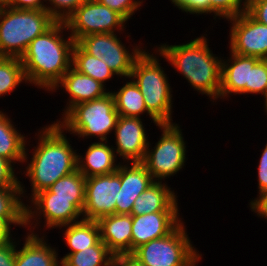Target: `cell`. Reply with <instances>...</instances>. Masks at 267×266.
Instances as JSON below:
<instances>
[{"mask_svg":"<svg viewBox=\"0 0 267 266\" xmlns=\"http://www.w3.org/2000/svg\"><path fill=\"white\" fill-rule=\"evenodd\" d=\"M181 222L168 235L138 247L132 255L145 266H196L202 254L196 251Z\"/></svg>","mask_w":267,"mask_h":266,"instance_id":"obj_7","label":"cell"},{"mask_svg":"<svg viewBox=\"0 0 267 266\" xmlns=\"http://www.w3.org/2000/svg\"><path fill=\"white\" fill-rule=\"evenodd\" d=\"M177 194L167 183L155 181L135 200L132 216L154 212H179Z\"/></svg>","mask_w":267,"mask_h":266,"instance_id":"obj_19","label":"cell"},{"mask_svg":"<svg viewBox=\"0 0 267 266\" xmlns=\"http://www.w3.org/2000/svg\"><path fill=\"white\" fill-rule=\"evenodd\" d=\"M112 266H145L132 254H119L113 256Z\"/></svg>","mask_w":267,"mask_h":266,"instance_id":"obj_42","label":"cell"},{"mask_svg":"<svg viewBox=\"0 0 267 266\" xmlns=\"http://www.w3.org/2000/svg\"><path fill=\"white\" fill-rule=\"evenodd\" d=\"M72 66L103 85L116 75L105 61L86 53L76 42L72 49Z\"/></svg>","mask_w":267,"mask_h":266,"instance_id":"obj_27","label":"cell"},{"mask_svg":"<svg viewBox=\"0 0 267 266\" xmlns=\"http://www.w3.org/2000/svg\"><path fill=\"white\" fill-rule=\"evenodd\" d=\"M16 241L12 235L0 241V266H15Z\"/></svg>","mask_w":267,"mask_h":266,"instance_id":"obj_38","label":"cell"},{"mask_svg":"<svg viewBox=\"0 0 267 266\" xmlns=\"http://www.w3.org/2000/svg\"><path fill=\"white\" fill-rule=\"evenodd\" d=\"M38 145L25 167L26 178L31 182V198L38 192L48 189L57 180L78 169V154L70 144L64 129L54 121L38 132Z\"/></svg>","mask_w":267,"mask_h":266,"instance_id":"obj_2","label":"cell"},{"mask_svg":"<svg viewBox=\"0 0 267 266\" xmlns=\"http://www.w3.org/2000/svg\"><path fill=\"white\" fill-rule=\"evenodd\" d=\"M22 183L20 186L0 188V219L10 228L11 224L26 226V204L21 200L24 197Z\"/></svg>","mask_w":267,"mask_h":266,"instance_id":"obj_25","label":"cell"},{"mask_svg":"<svg viewBox=\"0 0 267 266\" xmlns=\"http://www.w3.org/2000/svg\"><path fill=\"white\" fill-rule=\"evenodd\" d=\"M30 199L31 201L29 202H31L33 207L31 205H26L25 207V227L30 228L29 231L32 234H35V227L41 223L40 221L38 222L40 217L44 218L45 221L43 223L45 224L44 227L46 226V229L54 227L61 229L62 226L80 221V217L83 219V216L81 215H83L82 212L84 209L85 199L52 198V192L49 189L38 192Z\"/></svg>","mask_w":267,"mask_h":266,"instance_id":"obj_9","label":"cell"},{"mask_svg":"<svg viewBox=\"0 0 267 266\" xmlns=\"http://www.w3.org/2000/svg\"><path fill=\"white\" fill-rule=\"evenodd\" d=\"M51 6H46L48 13L56 20L66 19L84 2L88 0H47Z\"/></svg>","mask_w":267,"mask_h":266,"instance_id":"obj_34","label":"cell"},{"mask_svg":"<svg viewBox=\"0 0 267 266\" xmlns=\"http://www.w3.org/2000/svg\"><path fill=\"white\" fill-rule=\"evenodd\" d=\"M230 59H222L221 89L219 98H227L229 94H249V76L252 68L260 59L242 56L230 52ZM230 63V64H229Z\"/></svg>","mask_w":267,"mask_h":266,"instance_id":"obj_17","label":"cell"},{"mask_svg":"<svg viewBox=\"0 0 267 266\" xmlns=\"http://www.w3.org/2000/svg\"><path fill=\"white\" fill-rule=\"evenodd\" d=\"M250 208L255 212L260 218L264 217L267 220V194L251 200Z\"/></svg>","mask_w":267,"mask_h":266,"instance_id":"obj_43","label":"cell"},{"mask_svg":"<svg viewBox=\"0 0 267 266\" xmlns=\"http://www.w3.org/2000/svg\"><path fill=\"white\" fill-rule=\"evenodd\" d=\"M116 173L120 176L121 187L115 214H131L135 200L155 181L141 162L119 163Z\"/></svg>","mask_w":267,"mask_h":266,"instance_id":"obj_14","label":"cell"},{"mask_svg":"<svg viewBox=\"0 0 267 266\" xmlns=\"http://www.w3.org/2000/svg\"><path fill=\"white\" fill-rule=\"evenodd\" d=\"M246 11L255 20L267 25V0H248Z\"/></svg>","mask_w":267,"mask_h":266,"instance_id":"obj_39","label":"cell"},{"mask_svg":"<svg viewBox=\"0 0 267 266\" xmlns=\"http://www.w3.org/2000/svg\"><path fill=\"white\" fill-rule=\"evenodd\" d=\"M141 117L119 115L115 127L116 148L114 151L127 163L142 162L148 147V136Z\"/></svg>","mask_w":267,"mask_h":266,"instance_id":"obj_13","label":"cell"},{"mask_svg":"<svg viewBox=\"0 0 267 266\" xmlns=\"http://www.w3.org/2000/svg\"><path fill=\"white\" fill-rule=\"evenodd\" d=\"M9 116L0 111V157L14 163L27 162V138L12 124Z\"/></svg>","mask_w":267,"mask_h":266,"instance_id":"obj_23","label":"cell"},{"mask_svg":"<svg viewBox=\"0 0 267 266\" xmlns=\"http://www.w3.org/2000/svg\"><path fill=\"white\" fill-rule=\"evenodd\" d=\"M174 6L182 12L190 14H210V3L209 0H170Z\"/></svg>","mask_w":267,"mask_h":266,"instance_id":"obj_36","label":"cell"},{"mask_svg":"<svg viewBox=\"0 0 267 266\" xmlns=\"http://www.w3.org/2000/svg\"><path fill=\"white\" fill-rule=\"evenodd\" d=\"M156 57L144 50L135 60L130 78L138 85L147 111L160 124H174L171 114L172 88Z\"/></svg>","mask_w":267,"mask_h":266,"instance_id":"obj_5","label":"cell"},{"mask_svg":"<svg viewBox=\"0 0 267 266\" xmlns=\"http://www.w3.org/2000/svg\"><path fill=\"white\" fill-rule=\"evenodd\" d=\"M62 227L66 229L63 233L65 244L71 250L67 254L76 253L88 247L95 246L101 240L97 221L80 219L78 222Z\"/></svg>","mask_w":267,"mask_h":266,"instance_id":"obj_26","label":"cell"},{"mask_svg":"<svg viewBox=\"0 0 267 266\" xmlns=\"http://www.w3.org/2000/svg\"><path fill=\"white\" fill-rule=\"evenodd\" d=\"M14 165L7 159L0 157V188L20 186L15 174Z\"/></svg>","mask_w":267,"mask_h":266,"instance_id":"obj_37","label":"cell"},{"mask_svg":"<svg viewBox=\"0 0 267 266\" xmlns=\"http://www.w3.org/2000/svg\"><path fill=\"white\" fill-rule=\"evenodd\" d=\"M86 178L77 169L63 176L48 189L52 192V198L85 199Z\"/></svg>","mask_w":267,"mask_h":266,"instance_id":"obj_30","label":"cell"},{"mask_svg":"<svg viewBox=\"0 0 267 266\" xmlns=\"http://www.w3.org/2000/svg\"><path fill=\"white\" fill-rule=\"evenodd\" d=\"M249 94L267 95V59H260L252 68L249 76Z\"/></svg>","mask_w":267,"mask_h":266,"instance_id":"obj_32","label":"cell"},{"mask_svg":"<svg viewBox=\"0 0 267 266\" xmlns=\"http://www.w3.org/2000/svg\"><path fill=\"white\" fill-rule=\"evenodd\" d=\"M100 239L113 255L131 254L132 215L112 214L97 220Z\"/></svg>","mask_w":267,"mask_h":266,"instance_id":"obj_18","label":"cell"},{"mask_svg":"<svg viewBox=\"0 0 267 266\" xmlns=\"http://www.w3.org/2000/svg\"><path fill=\"white\" fill-rule=\"evenodd\" d=\"M119 114L110 91L103 97L73 106L63 117L56 120L64 131L82 138L96 137L108 141L107 135L115 130Z\"/></svg>","mask_w":267,"mask_h":266,"instance_id":"obj_6","label":"cell"},{"mask_svg":"<svg viewBox=\"0 0 267 266\" xmlns=\"http://www.w3.org/2000/svg\"><path fill=\"white\" fill-rule=\"evenodd\" d=\"M47 0H7L6 7L14 9L44 10Z\"/></svg>","mask_w":267,"mask_h":266,"instance_id":"obj_41","label":"cell"},{"mask_svg":"<svg viewBox=\"0 0 267 266\" xmlns=\"http://www.w3.org/2000/svg\"><path fill=\"white\" fill-rule=\"evenodd\" d=\"M126 82L117 92L112 91L115 101V108L119 115L125 117H141L146 112L153 123L158 126L160 123L147 111L143 95L138 85L133 81Z\"/></svg>","mask_w":267,"mask_h":266,"instance_id":"obj_24","label":"cell"},{"mask_svg":"<svg viewBox=\"0 0 267 266\" xmlns=\"http://www.w3.org/2000/svg\"><path fill=\"white\" fill-rule=\"evenodd\" d=\"M230 20V52L267 59V25L255 20L247 11Z\"/></svg>","mask_w":267,"mask_h":266,"instance_id":"obj_11","label":"cell"},{"mask_svg":"<svg viewBox=\"0 0 267 266\" xmlns=\"http://www.w3.org/2000/svg\"><path fill=\"white\" fill-rule=\"evenodd\" d=\"M111 10L119 13L127 22L142 6L143 0H97ZM135 11V12H134Z\"/></svg>","mask_w":267,"mask_h":266,"instance_id":"obj_35","label":"cell"},{"mask_svg":"<svg viewBox=\"0 0 267 266\" xmlns=\"http://www.w3.org/2000/svg\"><path fill=\"white\" fill-rule=\"evenodd\" d=\"M120 187V176L116 172L86 178L83 219L97 221L115 214Z\"/></svg>","mask_w":267,"mask_h":266,"instance_id":"obj_12","label":"cell"},{"mask_svg":"<svg viewBox=\"0 0 267 266\" xmlns=\"http://www.w3.org/2000/svg\"><path fill=\"white\" fill-rule=\"evenodd\" d=\"M115 33H107V50L100 59L119 77L129 78L135 60L142 54V47L134 46L132 52L122 44Z\"/></svg>","mask_w":267,"mask_h":266,"instance_id":"obj_22","label":"cell"},{"mask_svg":"<svg viewBox=\"0 0 267 266\" xmlns=\"http://www.w3.org/2000/svg\"><path fill=\"white\" fill-rule=\"evenodd\" d=\"M59 87L65 89L69 94L68 106L65 107L64 112H62L63 114H61L62 116H64L73 106L79 103L95 100L108 93L106 88H104L106 87L105 85L88 75L80 73L73 66L69 68L51 91L55 92Z\"/></svg>","mask_w":267,"mask_h":266,"instance_id":"obj_16","label":"cell"},{"mask_svg":"<svg viewBox=\"0 0 267 266\" xmlns=\"http://www.w3.org/2000/svg\"><path fill=\"white\" fill-rule=\"evenodd\" d=\"M22 248H16L15 266H61L58 252L38 233H28Z\"/></svg>","mask_w":267,"mask_h":266,"instance_id":"obj_21","label":"cell"},{"mask_svg":"<svg viewBox=\"0 0 267 266\" xmlns=\"http://www.w3.org/2000/svg\"><path fill=\"white\" fill-rule=\"evenodd\" d=\"M126 20L116 11L97 0L82 3L65 21L67 32L77 42L80 38L95 33L123 31Z\"/></svg>","mask_w":267,"mask_h":266,"instance_id":"obj_10","label":"cell"},{"mask_svg":"<svg viewBox=\"0 0 267 266\" xmlns=\"http://www.w3.org/2000/svg\"><path fill=\"white\" fill-rule=\"evenodd\" d=\"M178 212L132 216L131 254L141 245L171 233L181 222Z\"/></svg>","mask_w":267,"mask_h":266,"instance_id":"obj_15","label":"cell"},{"mask_svg":"<svg viewBox=\"0 0 267 266\" xmlns=\"http://www.w3.org/2000/svg\"><path fill=\"white\" fill-rule=\"evenodd\" d=\"M265 100H264V107H265V112H267V95H266V97L264 98Z\"/></svg>","mask_w":267,"mask_h":266,"instance_id":"obj_46","label":"cell"},{"mask_svg":"<svg viewBox=\"0 0 267 266\" xmlns=\"http://www.w3.org/2000/svg\"><path fill=\"white\" fill-rule=\"evenodd\" d=\"M203 35L180 45L161 44L155 51L173 65L199 94L217 100L221 89L222 59L213 54ZM219 58V59H218Z\"/></svg>","mask_w":267,"mask_h":266,"instance_id":"obj_3","label":"cell"},{"mask_svg":"<svg viewBox=\"0 0 267 266\" xmlns=\"http://www.w3.org/2000/svg\"><path fill=\"white\" fill-rule=\"evenodd\" d=\"M107 141L93 142L86 150L85 156L77 157L78 170L85 178L111 174L117 171L114 147L108 146Z\"/></svg>","mask_w":267,"mask_h":266,"instance_id":"obj_20","label":"cell"},{"mask_svg":"<svg viewBox=\"0 0 267 266\" xmlns=\"http://www.w3.org/2000/svg\"><path fill=\"white\" fill-rule=\"evenodd\" d=\"M27 83L20 58L0 56V97Z\"/></svg>","mask_w":267,"mask_h":266,"instance_id":"obj_29","label":"cell"},{"mask_svg":"<svg viewBox=\"0 0 267 266\" xmlns=\"http://www.w3.org/2000/svg\"><path fill=\"white\" fill-rule=\"evenodd\" d=\"M86 53L100 59L107 50V33L84 36L76 42Z\"/></svg>","mask_w":267,"mask_h":266,"instance_id":"obj_33","label":"cell"},{"mask_svg":"<svg viewBox=\"0 0 267 266\" xmlns=\"http://www.w3.org/2000/svg\"><path fill=\"white\" fill-rule=\"evenodd\" d=\"M258 164V197H260L267 194V143Z\"/></svg>","mask_w":267,"mask_h":266,"instance_id":"obj_40","label":"cell"},{"mask_svg":"<svg viewBox=\"0 0 267 266\" xmlns=\"http://www.w3.org/2000/svg\"><path fill=\"white\" fill-rule=\"evenodd\" d=\"M209 3L210 14L214 13V19L217 16L224 19L237 16L246 11L248 6V0H209Z\"/></svg>","mask_w":267,"mask_h":266,"instance_id":"obj_31","label":"cell"},{"mask_svg":"<svg viewBox=\"0 0 267 266\" xmlns=\"http://www.w3.org/2000/svg\"><path fill=\"white\" fill-rule=\"evenodd\" d=\"M162 135L153 149L148 147L141 162L154 181L162 182V179H167L174 176L185 166L186 162V146L182 135V129L177 123L174 124H159Z\"/></svg>","mask_w":267,"mask_h":266,"instance_id":"obj_8","label":"cell"},{"mask_svg":"<svg viewBox=\"0 0 267 266\" xmlns=\"http://www.w3.org/2000/svg\"><path fill=\"white\" fill-rule=\"evenodd\" d=\"M56 20L44 10L0 7V56L17 57Z\"/></svg>","mask_w":267,"mask_h":266,"instance_id":"obj_4","label":"cell"},{"mask_svg":"<svg viewBox=\"0 0 267 266\" xmlns=\"http://www.w3.org/2000/svg\"><path fill=\"white\" fill-rule=\"evenodd\" d=\"M113 254L100 240L95 246L61 258V266H112Z\"/></svg>","mask_w":267,"mask_h":266,"instance_id":"obj_28","label":"cell"},{"mask_svg":"<svg viewBox=\"0 0 267 266\" xmlns=\"http://www.w3.org/2000/svg\"><path fill=\"white\" fill-rule=\"evenodd\" d=\"M65 29V22L56 21L30 42L20 58L27 83L51 91L72 66L75 41L70 34L64 39L62 34Z\"/></svg>","mask_w":267,"mask_h":266,"instance_id":"obj_1","label":"cell"},{"mask_svg":"<svg viewBox=\"0 0 267 266\" xmlns=\"http://www.w3.org/2000/svg\"><path fill=\"white\" fill-rule=\"evenodd\" d=\"M7 0H0V7L6 6Z\"/></svg>","mask_w":267,"mask_h":266,"instance_id":"obj_45","label":"cell"},{"mask_svg":"<svg viewBox=\"0 0 267 266\" xmlns=\"http://www.w3.org/2000/svg\"><path fill=\"white\" fill-rule=\"evenodd\" d=\"M11 229L0 219V241L11 236Z\"/></svg>","mask_w":267,"mask_h":266,"instance_id":"obj_44","label":"cell"}]
</instances>
